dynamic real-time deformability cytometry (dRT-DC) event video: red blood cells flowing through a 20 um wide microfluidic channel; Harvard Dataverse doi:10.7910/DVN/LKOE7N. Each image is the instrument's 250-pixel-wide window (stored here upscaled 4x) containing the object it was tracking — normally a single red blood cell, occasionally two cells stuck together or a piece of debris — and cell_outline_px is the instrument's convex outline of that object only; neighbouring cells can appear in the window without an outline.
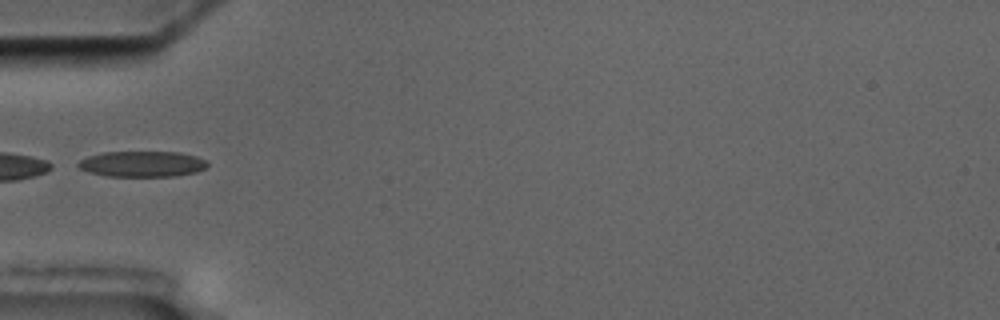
{"species": "common noctule bat (a hibernating species)", "species_latin": "Nyctalus noctula", "temperature_condition": "cold", "stored_images_in_passage": 5, "segment_of_instrument_passage": [2, 2], "camera_frame_rate_fps": 3000, "um_per_image_px": 0.085, "animal": {"sex": "male", "body_mass_g": 17.5, "forearm_length_mm": 52.3}, "frame": {"image": 1, "passage_image": 5, "time_ms": 4.667, "image_size_px": [1000, 320], "cell_outline_px": [[208, 164], [204, 168], [196, 172], [176, 176], [108, 176], [92, 172], [80, 168], [76, 164], [80, 160], [88, 156], [104, 152], [180, 152], [196, 156], [208, 160]], "centroid_in_image_um": [12.13, 13.93], "position_along_channel_um": 72.9, "area_um2": 19.31}}